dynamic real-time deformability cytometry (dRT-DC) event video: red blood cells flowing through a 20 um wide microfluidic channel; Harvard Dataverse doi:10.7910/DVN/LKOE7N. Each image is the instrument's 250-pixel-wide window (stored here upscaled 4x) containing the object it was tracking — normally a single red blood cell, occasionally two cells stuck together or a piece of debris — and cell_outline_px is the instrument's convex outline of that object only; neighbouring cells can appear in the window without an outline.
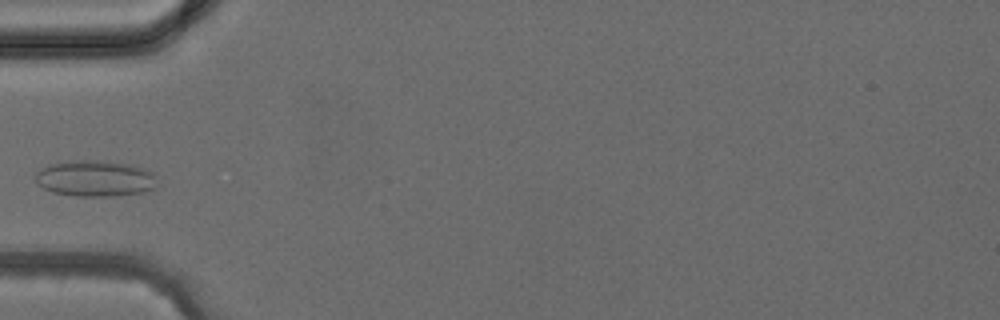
{"species": "common noctule bat (a hibernating species)", "species_latin": "Nyctalus noctula", "temperature_condition": "cold", "stored_images_in_passage": 3, "camera_frame_rate_fps": 3000, "um_per_image_px": 0.085, "animal": {"sex": "female", "body_mass_g": 24.6, "forearm_length_mm": 56.2}, "frame": {"image": 1, "passage_image": 3, "time_ms": 2.333, "image_size_px": [1000, 320], "cell_outline_px": [[156, 188], [144, 192], [112, 196], [76, 196], [52, 192], [36, 184], [36, 172], [40, 168], [52, 164], [72, 160], [104, 160], [132, 164], [144, 168], [152, 172]], "centroid_in_image_um": [8.07, 15.16], "position_along_channel_um": 76.9, "area_um2": 25.78}}